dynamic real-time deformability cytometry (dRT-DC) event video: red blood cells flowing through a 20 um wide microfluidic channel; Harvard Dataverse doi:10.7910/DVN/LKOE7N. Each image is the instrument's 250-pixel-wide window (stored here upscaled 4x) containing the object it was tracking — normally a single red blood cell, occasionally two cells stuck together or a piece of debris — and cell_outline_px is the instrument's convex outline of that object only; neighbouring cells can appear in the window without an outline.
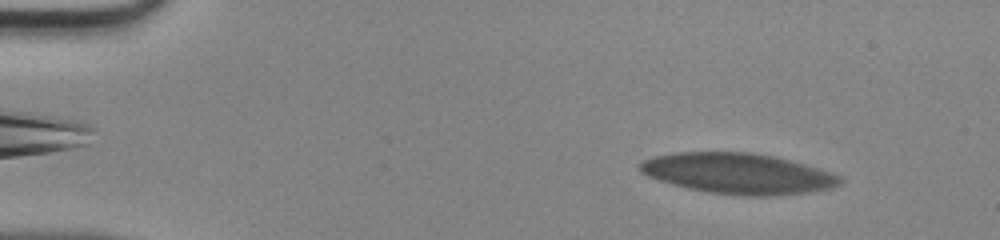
{"species": "human", "species_latin": "Homo sapiens", "temperature_condition": "room temperature", "stored_images_in_passage": 18, "camera_frame_rate_fps": 3000, "um_per_image_px": 0.085, "donor": {"sex": "male"}, "frame": {"image": 1, "passage_image": 5, "time_ms": 1.333, "image_size_px": [1000, 240], "cell_outline_px": [[840, 184], [832, 188], [804, 192], [768, 196], [744, 196], [708, 192], [688, 188], [672, 184], [648, 176], [640, 172], [640, 164], [644, 160], [656, 156], [680, 152], [748, 152], [772, 156], [804, 164], [828, 172], [836, 176], [840, 180]], "centroid_in_image_um": [62.68, 14.75], "position_along_channel_um": 22.3, "area_um2": 46.53}}
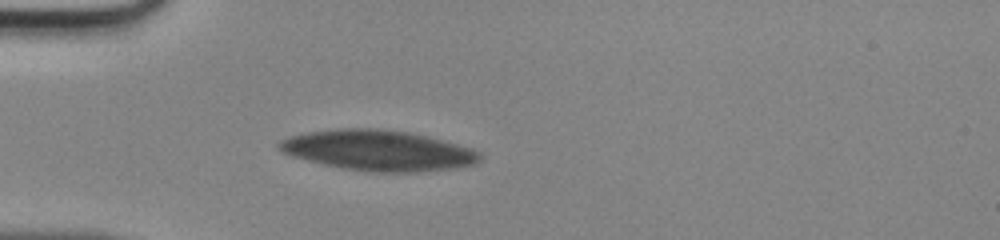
{"frame": {"image": 2, "passage_image": 14, "time_ms": 4.333, "image_size_px": [1000, 240], "cell_outline_px": [[480, 160], [472, 164], [452, 168], [420, 172], [368, 172], [340, 168], [292, 156], [284, 152], [276, 144], [280, 140], [288, 136], [308, 132], [344, 128], [372, 128], [404, 132], [424, 136], [472, 148], [480, 152]], "centroid_in_image_um": [32.11, 12.8], "position_along_channel_um": 52.9, "area_um2": 46.82}}
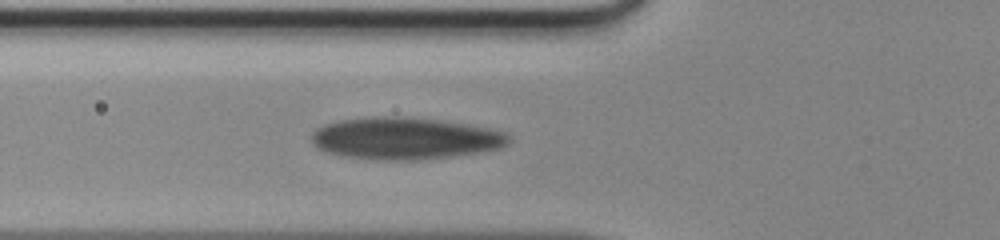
{"frame": {"image": 3, "passage_image": 18, "time_ms": 5.667, "image_size_px": [1000, 240], "cell_outline_px": [[512, 140], [508, 144], [500, 148], [480, 152], [452, 156], [416, 160], [376, 160], [344, 156], [324, 152], [316, 148], [312, 144], [312, 132], [316, 128], [324, 124], [340, 120], [372, 116], [396, 116], [436, 120], [468, 124], [492, 128], [508, 132]], "centroid_in_image_um": [34.43, 11.76], "position_along_channel_um": 91.4, "area_um2": 48.73}}